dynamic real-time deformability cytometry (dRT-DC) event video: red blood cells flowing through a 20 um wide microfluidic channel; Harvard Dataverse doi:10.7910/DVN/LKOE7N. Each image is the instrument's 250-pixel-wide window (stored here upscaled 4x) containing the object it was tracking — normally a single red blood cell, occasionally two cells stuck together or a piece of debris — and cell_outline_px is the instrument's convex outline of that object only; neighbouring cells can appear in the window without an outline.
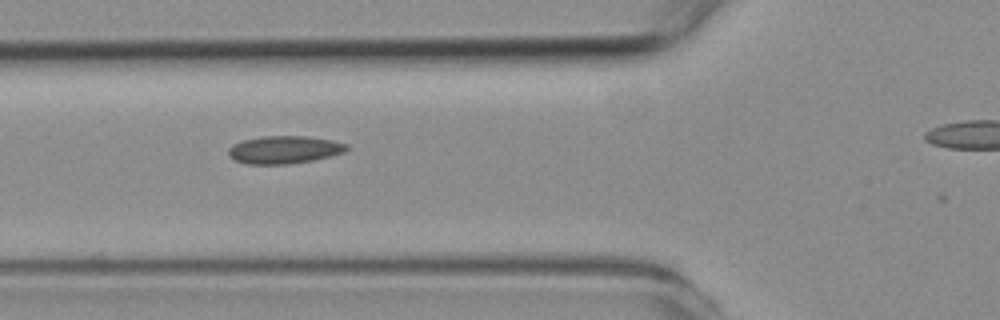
{"species": "common noctule bat (a hibernating species)", "species_latin": "Nyctalus noctula", "temperature_condition": "room temperature", "stored_images_in_passage": 6, "camera_frame_rate_fps": 3000, "um_per_image_px": 0.085, "animal": {"sex": "female", "body_mass_g": 19.3, "forearm_length_mm": 54.1}, "frame": {"image": 1, "passage_image": 5, "time_ms": 4.667, "image_size_px": [1000, 320], "cell_outline_px": [[352, 148], [344, 152], [312, 160], [292, 164], [244, 164], [228, 156], [228, 148], [232, 144], [244, 140], [264, 136], [308, 136], [332, 140], [348, 144]], "centroid_in_image_um": [24.17, 12.72], "position_along_channel_um": 101.6, "area_um2": 19.25}}